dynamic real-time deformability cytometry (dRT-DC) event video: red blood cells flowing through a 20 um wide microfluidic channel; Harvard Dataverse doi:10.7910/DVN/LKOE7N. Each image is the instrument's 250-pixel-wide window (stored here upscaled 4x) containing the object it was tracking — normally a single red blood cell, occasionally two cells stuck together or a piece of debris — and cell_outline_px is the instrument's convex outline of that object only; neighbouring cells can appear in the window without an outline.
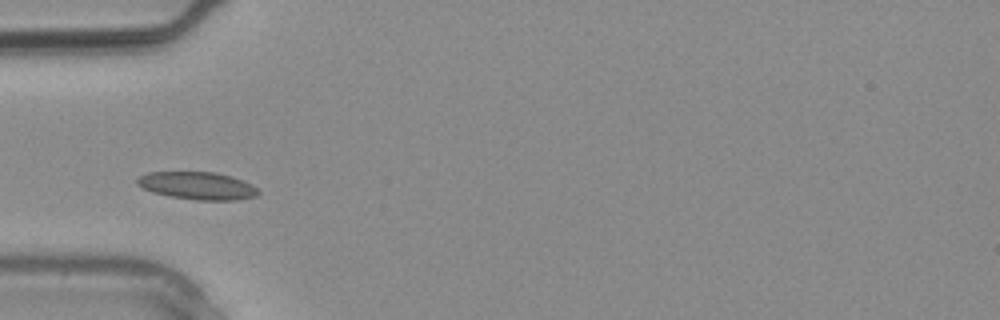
{"species": "common noctule bat (a hibernating species)", "species_latin": "Nyctalus noctula", "temperature_condition": "warm", "stored_images_in_passage": 1, "camera_frame_rate_fps": 3000, "um_per_image_px": 0.085, "animal": {"sex": "male", "body_mass_g": 20.4}, "frame": {"image": 1, "passage_image": 1, "time_ms": 0.0, "image_size_px": [1000, 320], "cell_outline_px": [[260, 192], [256, 196], [236, 200], [200, 200], [172, 196], [152, 192], [136, 184], [136, 180], [140, 176], [148, 172], [216, 172], [232, 176], [244, 180], [252, 184]], "centroid_in_image_um": [16.81, 15.77], "position_along_channel_um": 68.2, "area_um2": 19.42}}